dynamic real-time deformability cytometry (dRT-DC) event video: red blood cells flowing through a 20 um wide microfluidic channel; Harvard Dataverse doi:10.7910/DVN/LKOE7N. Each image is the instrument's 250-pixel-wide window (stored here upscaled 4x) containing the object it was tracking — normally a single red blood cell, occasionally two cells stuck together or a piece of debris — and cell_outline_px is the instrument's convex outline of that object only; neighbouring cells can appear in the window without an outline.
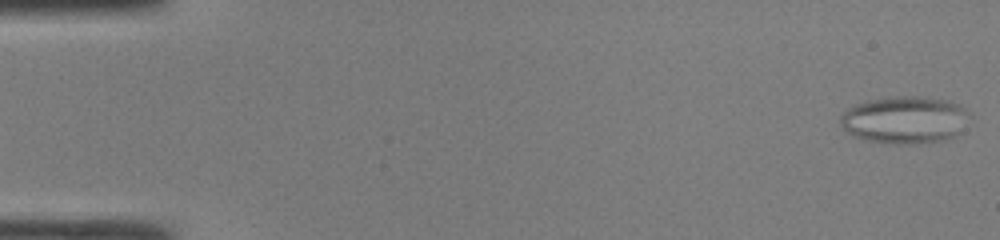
{"species": "common noctule bat (a hibernating species)", "species_latin": "Nyctalus noctula", "temperature_condition": "room temperature", "stored_images_in_passage": 49, "camera_frame_rate_fps": 3000, "um_per_image_px": 0.085, "animal": {"sex": "male", "body_mass_g": 19.0, "forearm_length_mm": 50.8}, "frame": {"image": 1, "passage_image": 2, "time_ms": 0.333, "image_size_px": [1000, 240], "cell_outline_px": [[960, 108], [952, 136], [940, 140], [872, 140], [856, 136], [848, 132], [844, 128], [840, 120], [844, 112], [860, 104], [876, 100], [940, 100], [956, 104]], "centroid_in_image_um": [76.67, 10.2], "position_along_channel_um": 8.3, "area_um2": 30.11}}
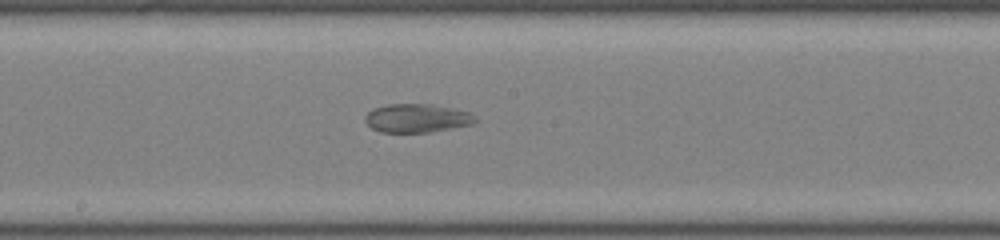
{"frame": {"image": 2, "passage_image": 27, "time_ms": 8.667, "image_size_px": [1000, 240], "cell_outline_px": [[476, 120], [472, 124], [428, 132], [380, 132], [372, 128], [364, 120], [364, 116], [372, 108], [388, 104], [432, 104], [468, 112], [476, 116]], "centroid_in_image_um": [35.39, 10.04], "position_along_channel_um": 212.8, "area_um2": 18.21}}
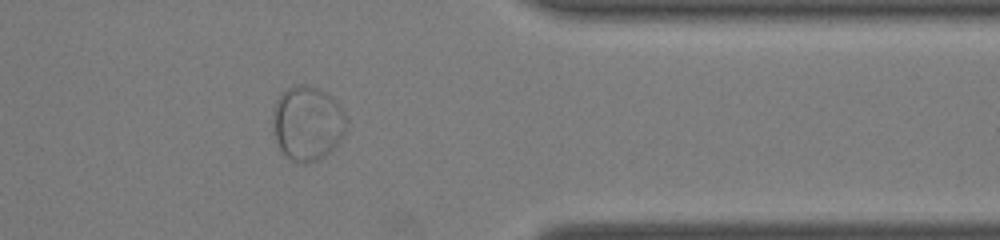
{"frame": {"image": 3, "passage_image": 40, "time_ms": 13.0, "image_size_px": [1000, 240], "cell_outline_px": [[348, 116], [344, 132], [340, 140], [324, 156], [308, 164], [296, 164], [280, 148], [276, 140], [276, 100], [284, 88], [296, 84], [304, 84], [316, 88], [332, 96], [340, 104]], "centroid_in_image_um": [26.19, 10.45], "position_along_channel_um": 385.2, "area_um2": 31.56}}